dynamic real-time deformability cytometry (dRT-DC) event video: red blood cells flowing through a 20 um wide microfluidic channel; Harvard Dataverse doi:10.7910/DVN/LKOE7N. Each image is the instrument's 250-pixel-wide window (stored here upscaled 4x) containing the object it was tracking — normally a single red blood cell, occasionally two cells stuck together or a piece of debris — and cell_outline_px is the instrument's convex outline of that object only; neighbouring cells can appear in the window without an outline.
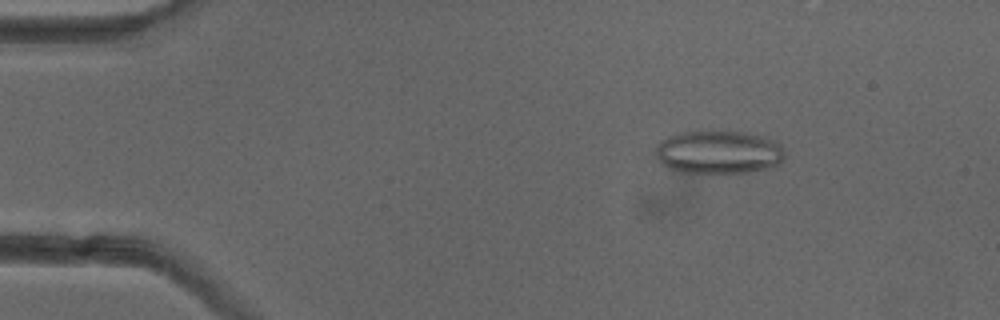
{"species": "common noctule bat (a hibernating species)", "species_latin": "Nyctalus noctula", "temperature_condition": "cold", "stored_images_in_passage": 52, "camera_frame_rate_fps": 3000, "um_per_image_px": 0.085, "animal": {"sex": "female"}, "frame": {"image": 1, "passage_image": 8, "time_ms": 2.333, "image_size_px": [1000, 320], "cell_outline_px": [[784, 156], [780, 164], [768, 168], [748, 172], [680, 172], [664, 164], [660, 160], [656, 152], [656, 148], [660, 140], [676, 132], [712, 128], [740, 132], [760, 136], [776, 140], [780, 144], [784, 152]], "centroid_in_image_um": [61.08, 12.88], "position_along_channel_um": 23.9, "area_um2": 33.0}}
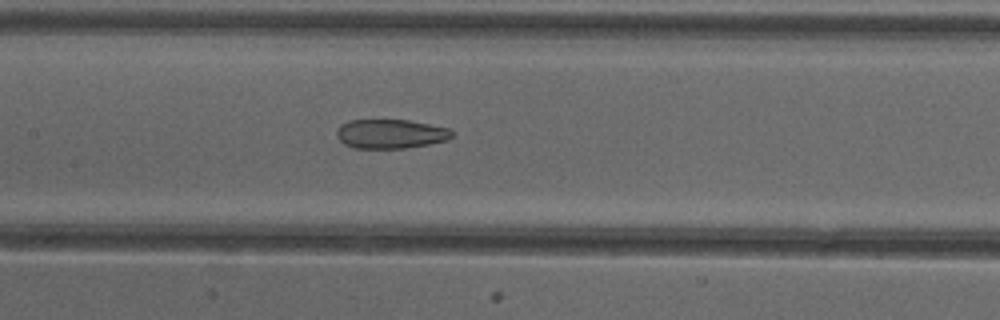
{"frame": {"image": 2, "passage_image": 25, "time_ms": 8.0, "image_size_px": [1000, 320], "cell_outline_px": [[456, 132], [448, 140], [428, 144], [404, 148], [352, 148], [344, 144], [336, 136], [336, 132], [340, 124], [348, 120], [408, 120], [452, 128]], "centroid_in_image_um": [33.22, 11.37], "position_along_channel_um": 174.2, "area_um2": 19.88}}
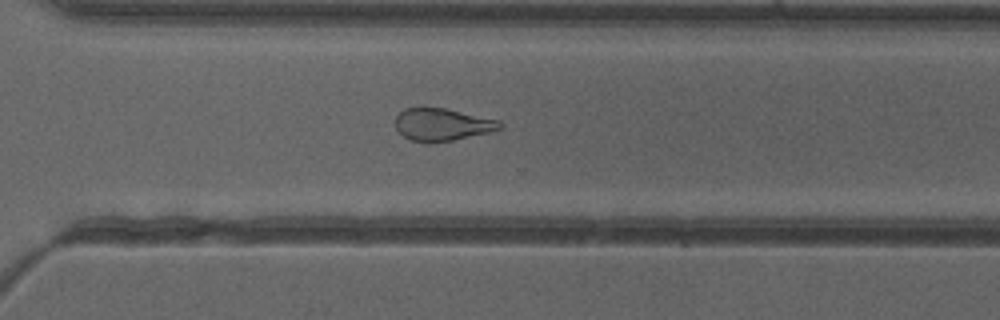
{"frame": {"image": 3, "passage_image": 37, "time_ms": 12.0, "image_size_px": [1000, 320], "cell_outline_px": [[504, 128], [488, 132], [452, 140], [432, 144], [428, 144], [412, 140], [404, 136], [396, 128], [396, 116], [404, 108], [444, 108], [500, 120], [504, 124]], "centroid_in_image_um": [37.61, 10.6], "position_along_channel_um": 333.0, "area_um2": 19.77}, "authors_computed_cell_mechanics": {"area_um2": 23.4379, "velocity_mm_per_s": 3.9932, "shape_relaxation_time_tau1_ms": null, "shape_relaxation_time_tau2_ms": 2.857, "deformation_change_tau1": null, "deformation_change_tau2": 0.1137}}